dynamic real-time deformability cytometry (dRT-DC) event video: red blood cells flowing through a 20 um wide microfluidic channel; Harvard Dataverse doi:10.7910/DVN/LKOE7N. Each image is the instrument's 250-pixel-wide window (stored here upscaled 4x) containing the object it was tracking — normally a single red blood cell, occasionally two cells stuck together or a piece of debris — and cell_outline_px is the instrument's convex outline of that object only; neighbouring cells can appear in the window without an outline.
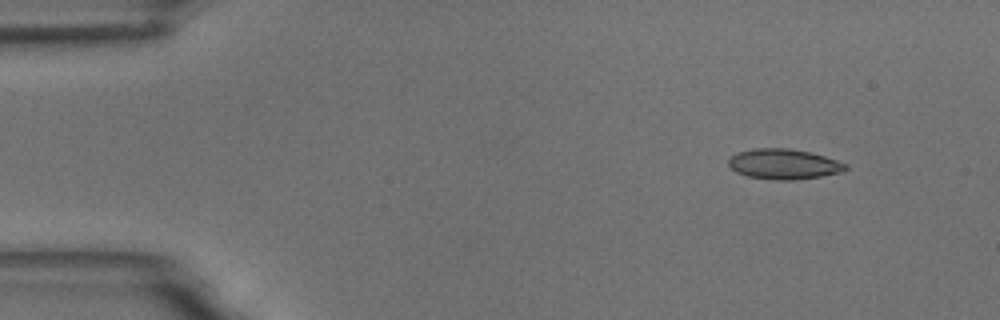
{"species": "common noctule bat (a hibernating species)", "species_latin": "Nyctalus noctula", "temperature_condition": "room temperature", "stored_images_in_passage": 51, "camera_frame_rate_fps": 3000, "um_per_image_px": 0.085, "animal": {"sex": "male", "body_mass_g": 18.8}, "frame": {"image": 1, "passage_image": 1, "time_ms": 0.0, "image_size_px": [1000, 320], "cell_outline_px": [[848, 168], [840, 172], [820, 176], [792, 180], [776, 180], [748, 176], [736, 172], [728, 164], [728, 160], [732, 156], [740, 152], [756, 148], [788, 148], [808, 152], [824, 156], [848, 164]], "centroid_in_image_um": [66.63, 13.95], "position_along_channel_um": 18.4, "area_um2": 20.35}}
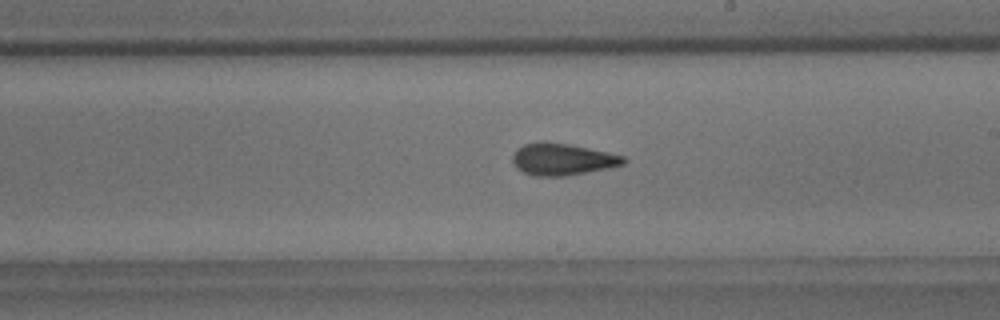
{"frame": {"image": 2, "passage_image": 27, "time_ms": 8.667, "image_size_px": [1000, 320], "cell_outline_px": [[628, 160], [624, 164], [608, 168], [564, 176], [532, 176], [516, 168], [512, 160], [512, 156], [516, 148], [524, 144], [536, 140], [544, 140], [568, 144], [608, 152], [624, 156]], "centroid_in_image_um": [47.76, 13.52], "position_along_channel_um": 241.2, "area_um2": 20.87}}
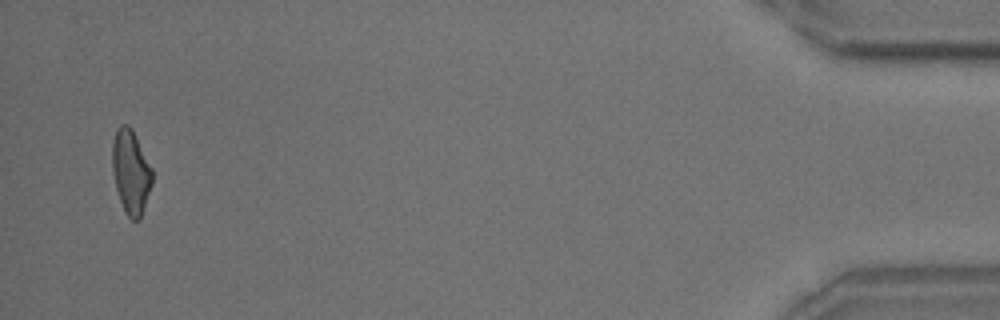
{"frame": {"image": 3, "passage_image": 49, "time_ms": 16.0, "image_size_px": [1000, 320], "cell_outline_px": [[152, 184], [140, 220], [132, 220], [124, 212], [116, 188], [112, 168], [112, 144], [116, 128], [120, 124], [128, 124], [132, 128], [152, 168]], "centroid_in_image_um": [11.12, 14.59], "position_along_channel_um": 424.1, "area_um2": 19.65}, "authors_computed_cell_mechanics": {"area_um2": 20.0566, "velocity_mm_per_s": 3.6354, "shape_relaxation_time_tau1_ms": 10.0449, "shape_relaxation_time_tau2_ms": 2.3511, "deformation_change_tau1": 0.2013, "deformation_change_tau2": 0.0879}}